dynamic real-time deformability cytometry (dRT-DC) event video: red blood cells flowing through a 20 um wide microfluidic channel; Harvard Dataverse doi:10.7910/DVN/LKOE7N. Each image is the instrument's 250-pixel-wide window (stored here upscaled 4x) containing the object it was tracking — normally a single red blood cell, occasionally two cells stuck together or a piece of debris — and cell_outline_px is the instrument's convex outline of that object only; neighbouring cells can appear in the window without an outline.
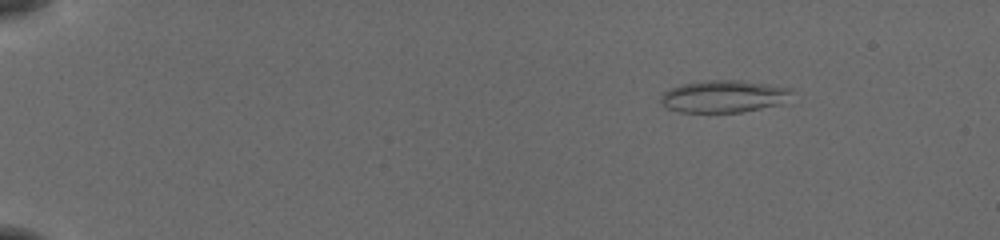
{"species": "common noctule bat (a hibernating species)", "species_latin": "Nyctalus noctula", "temperature_condition": "cold", "stored_images_in_passage": 52, "camera_frame_rate_fps": 3000, "um_per_image_px": 0.085, "animal": {"sex": "female", "body_mass_g": 19.5, "forearm_length_mm": 54.1}, "frame": {"image": 1, "passage_image": 5, "time_ms": 1.333, "image_size_px": [1000, 240], "cell_outline_px": [[792, 92], [776, 104], [760, 108], [740, 112], [680, 112], [668, 108], [660, 100], [660, 96], [664, 92], [672, 88], [684, 84], [708, 80], [744, 80], [792, 88]], "centroid_in_image_um": [61.47, 8.18], "position_along_channel_um": 23.5, "area_um2": 24.04}}
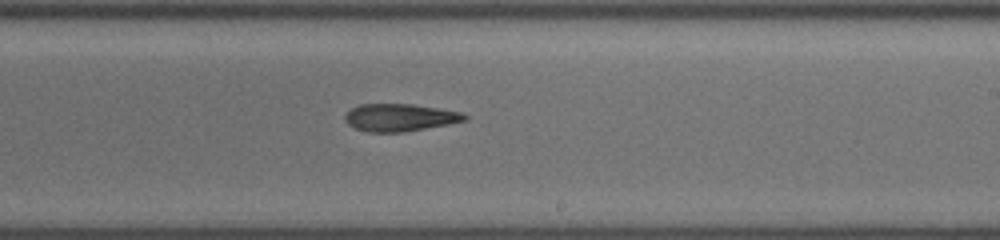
{"frame": {"image": 2, "passage_image": 32, "time_ms": 10.333, "image_size_px": [1000, 240], "cell_outline_px": [[468, 116], [464, 120], [448, 124], [404, 132], [368, 132], [356, 128], [348, 124], [344, 120], [344, 116], [352, 108], [360, 104], [412, 104], [460, 112]], "centroid_in_image_um": [33.94, 9.99], "position_along_channel_um": 255.1, "area_um2": 18.9}}
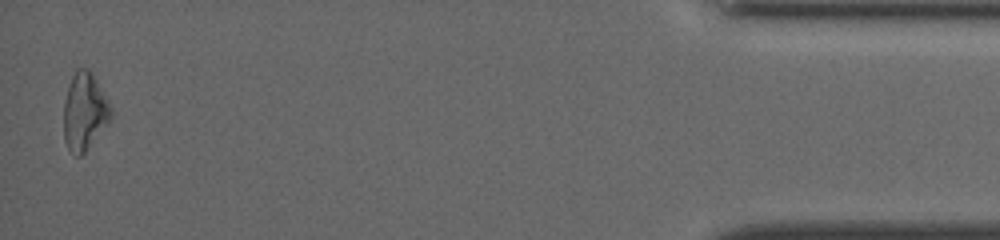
{"frame": {"image": 3, "passage_image": 51, "time_ms": 16.667, "image_size_px": [1000, 240], "cell_outline_px": [[112, 116], [84, 152], [80, 156], [76, 156], [68, 148], [64, 140], [64, 104], [68, 88], [72, 76], [76, 68], [88, 68], [92, 72], [112, 108]], "centroid_in_image_um": [7.17, 9.45], "position_along_channel_um": 428.0, "area_um2": 20.87}, "authors_computed_cell_mechanics": {"area_um2": 20.4612, "velocity_mm_per_s": 3.8782, "shape_relaxation_time_tau1_ms": null, "shape_relaxation_time_tau2_ms": 8.4413, "deformation_change_tau1": null, "deformation_change_tau2": 0.239}}